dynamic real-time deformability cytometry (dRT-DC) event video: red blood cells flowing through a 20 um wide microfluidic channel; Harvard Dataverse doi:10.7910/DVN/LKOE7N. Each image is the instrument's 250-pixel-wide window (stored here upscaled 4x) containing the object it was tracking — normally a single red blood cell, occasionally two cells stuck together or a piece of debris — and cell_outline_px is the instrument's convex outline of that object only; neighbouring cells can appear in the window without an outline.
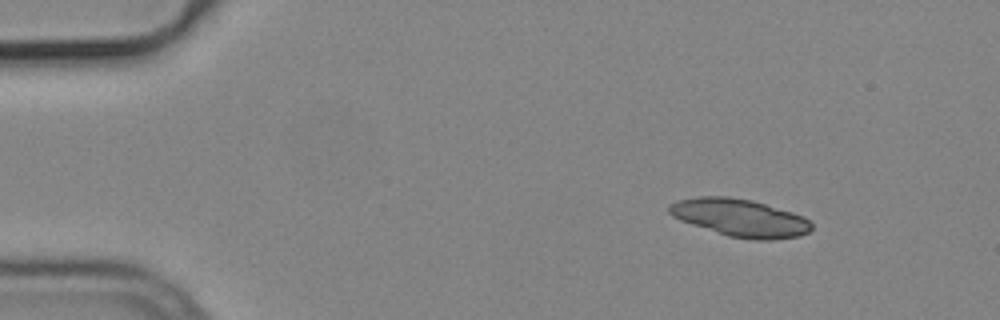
{"species": "common noctule bat (a hibernating species)", "species_latin": "Nyctalus noctula", "temperature_condition": "cold", "stored_images_in_passage": 9, "segment_of_instrument_passage": [1, 2], "camera_frame_rate_fps": 3000, "um_per_image_px": 0.085, "animal": {"sex": "male", "body_mass_g": 19.2, "forearm_length_mm": 51.8}, "frame": {"image": 1, "passage_image": 1, "time_ms": 0.0, "image_size_px": [1000, 320], "cell_outline_px": [[812, 228], [808, 232], [800, 236], [772, 240], [752, 240], [728, 236], [680, 220], [672, 216], [668, 212], [668, 204], [676, 200], [700, 196], [728, 196], [752, 200], [792, 212], [804, 216], [812, 224]], "centroid_in_image_um": [62.89, 18.51], "position_along_channel_um": 22.1, "area_um2": 31.33}}